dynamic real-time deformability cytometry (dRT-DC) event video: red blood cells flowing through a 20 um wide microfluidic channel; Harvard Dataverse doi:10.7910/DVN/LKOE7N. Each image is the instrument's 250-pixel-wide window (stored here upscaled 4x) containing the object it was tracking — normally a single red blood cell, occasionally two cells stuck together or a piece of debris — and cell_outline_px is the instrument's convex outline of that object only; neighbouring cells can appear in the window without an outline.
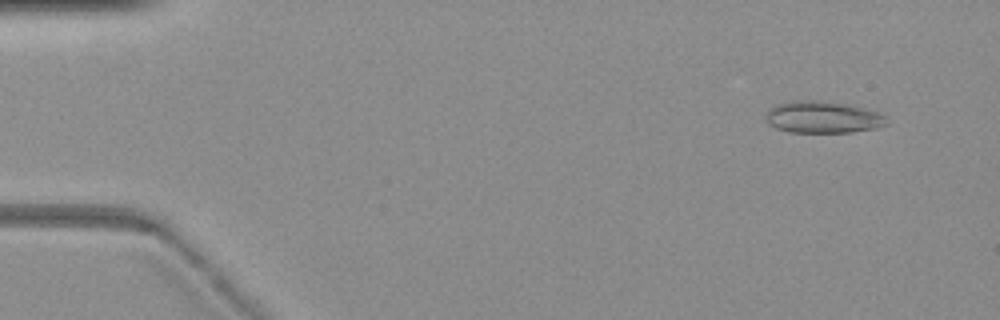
{"species": "common noctule bat (a hibernating species)", "species_latin": "Nyctalus noctula", "temperature_condition": "warm", "stored_images_in_passage": 3, "camera_frame_rate_fps": 3000, "um_per_image_px": 0.085, "animal": {"sex": "female", "body_mass_g": 19.3, "forearm_length_mm": 54.1}, "frame": {"image": 1, "passage_image": 1, "time_ms": 0.0, "image_size_px": [1000, 320], "cell_outline_px": [[888, 124], [876, 128], [852, 132], [788, 132], [776, 128], [764, 116], [776, 104], [796, 100], [812, 100], [848, 104], [880, 112], [884, 116]], "centroid_in_image_um": [69.97, 9.96], "position_along_channel_um": 15.0, "area_um2": 22.25}}